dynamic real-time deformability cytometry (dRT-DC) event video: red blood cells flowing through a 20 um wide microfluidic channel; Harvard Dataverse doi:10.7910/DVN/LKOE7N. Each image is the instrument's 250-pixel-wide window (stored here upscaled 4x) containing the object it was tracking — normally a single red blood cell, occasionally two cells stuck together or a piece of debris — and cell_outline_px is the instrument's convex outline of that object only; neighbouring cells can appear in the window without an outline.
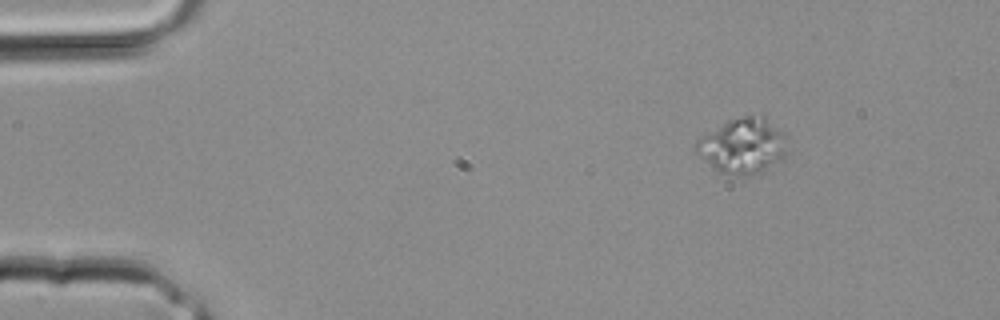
{"species": "common noctule bat (a hibernating species)", "species_latin": "Nyctalus noctula", "temperature_condition": "room temperature", "stored_images_in_passage": 2, "camera_frame_rate_fps": 3000, "um_per_image_px": 0.085, "animal": {"sex": "male", "body_mass_g": 20.4}, "frame": {"image": 1, "passage_image": 1, "time_ms": 0.0, "image_size_px": [1000, 320], "cell_outline_px": [[788, 140], [784, 156], [760, 172], [748, 176], [736, 176], [720, 172], [712, 168], [692, 148], [696, 140], [728, 120], [744, 116], [764, 116]], "centroid_in_image_um": [63.08, 12.42], "position_along_channel_um": 21.9, "area_um2": 29.02}}
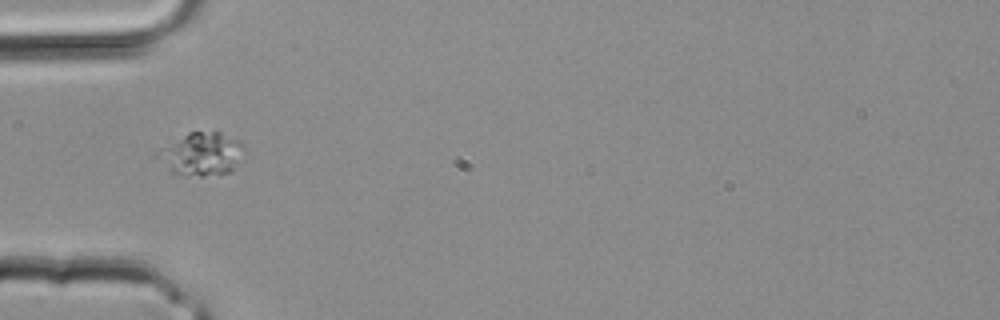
{"frame": {"image": 2, "passage_image": 2, "time_ms": 0.333, "image_size_px": [1000, 320], "cell_outline_px": [[244, 148], [232, 172], [204, 176], [180, 176], [172, 172], [152, 156], [156, 152], [188, 132], [216, 128], [236, 140]], "centroid_in_image_um": [17.08, 13.07], "position_along_channel_um": 67.9, "area_um2": 22.08}}